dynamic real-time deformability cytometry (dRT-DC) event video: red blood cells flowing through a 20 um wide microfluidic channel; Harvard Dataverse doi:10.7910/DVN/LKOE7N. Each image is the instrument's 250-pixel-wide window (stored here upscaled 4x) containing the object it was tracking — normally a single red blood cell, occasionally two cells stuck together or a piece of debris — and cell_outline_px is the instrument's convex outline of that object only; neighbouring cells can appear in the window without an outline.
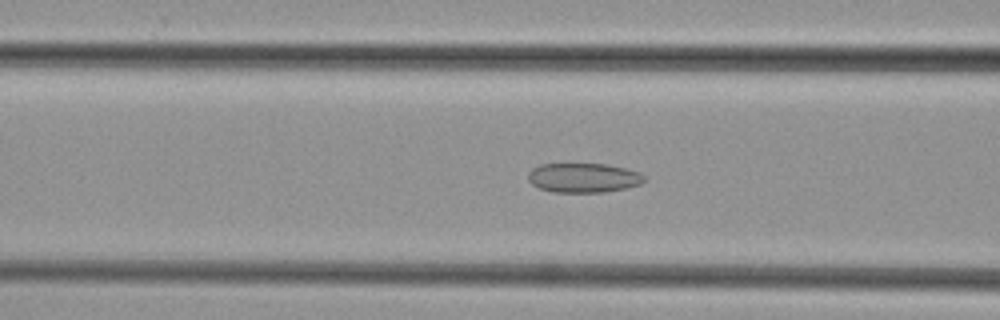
{"species": "common noctule bat (a hibernating species)", "species_latin": "Nyctalus noctula", "temperature_condition": "cold", "stored_images_in_passage": 35, "camera_frame_rate_fps": 3000, "um_per_image_px": 0.085, "animal": {"sex": "female", "body_mass_g": 29.2, "forearm_length_mm": 56.3}, "frame": {"image": 1, "passage_image": 6, "time_ms": 1.667, "image_size_px": [1000, 320], "cell_outline_px": [[644, 180], [640, 184], [624, 188], [604, 192], [552, 192], [540, 188], [532, 184], [528, 180], [528, 172], [532, 168], [540, 164], [608, 164], [640, 172], [644, 176]], "centroid_in_image_um": [49.56, 15.1], "position_along_channel_um": 117.0, "area_um2": 19.88}}
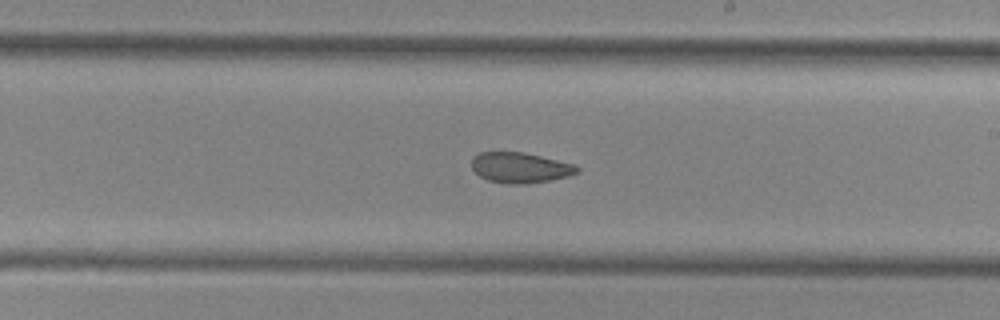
{"frame": {"image": 2, "passage_image": 15, "time_ms": 4.667, "image_size_px": [1000, 320], "cell_outline_px": [[580, 172], [568, 176], [552, 180], [528, 184], [508, 184], [488, 180], [480, 176], [472, 168], [472, 160], [480, 152], [524, 152], [576, 164], [580, 168]], "centroid_in_image_um": [44.27, 14.26], "position_along_channel_um": 244.7, "area_um2": 18.84}}
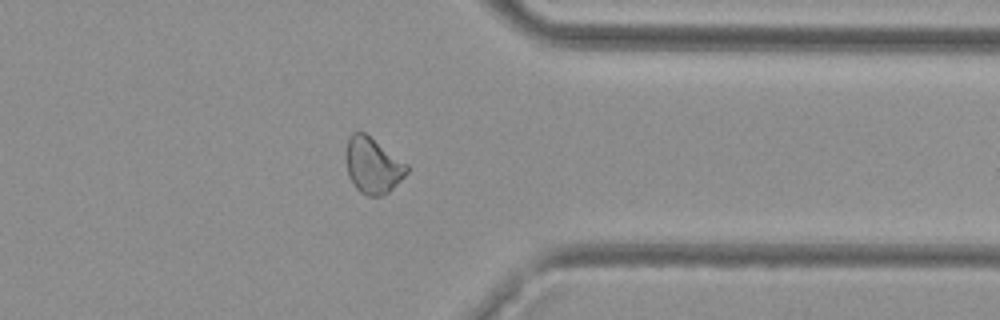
{"frame": {"image": 3, "passage_image": 25, "time_ms": 8.0, "image_size_px": [1000, 320], "cell_outline_px": [[408, 172], [388, 192], [380, 196], [368, 196], [360, 192], [356, 188], [348, 176], [348, 136], [352, 132], [364, 132], [408, 164]], "centroid_in_image_um": [31.71, 14.07], "position_along_channel_um": 379.7, "area_um2": 19.36}}